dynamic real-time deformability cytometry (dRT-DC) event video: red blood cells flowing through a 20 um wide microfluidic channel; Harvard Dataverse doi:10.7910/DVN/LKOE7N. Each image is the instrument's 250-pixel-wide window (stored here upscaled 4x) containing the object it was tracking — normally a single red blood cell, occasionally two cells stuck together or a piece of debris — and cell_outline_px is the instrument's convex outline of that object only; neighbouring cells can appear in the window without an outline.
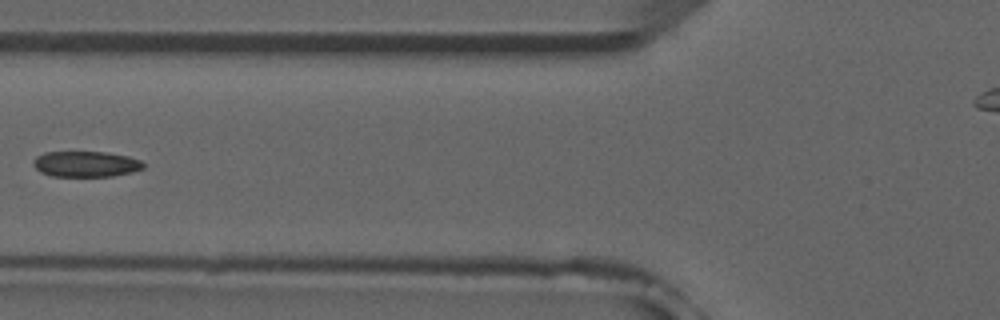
{"species": "common noctule bat (a hibernating species)", "species_latin": "Nyctalus noctula", "temperature_condition": "room temperature", "stored_images_in_passage": 5, "camera_frame_rate_fps": 3000, "um_per_image_px": 0.085, "animal": {"sex": "male", "forearm_length_mm": 52.5}, "frame": {"image": 1, "passage_image": 5, "time_ms": 5.333, "image_size_px": [1000, 320], "cell_outline_px": [[144, 168], [132, 172], [112, 176], [52, 176], [40, 172], [32, 164], [32, 160], [36, 156], [44, 152], [108, 152], [128, 156], [140, 160], [144, 164]], "centroid_in_image_um": [7.28, 13.94], "position_along_channel_um": 118.5, "area_um2": 16.59}}